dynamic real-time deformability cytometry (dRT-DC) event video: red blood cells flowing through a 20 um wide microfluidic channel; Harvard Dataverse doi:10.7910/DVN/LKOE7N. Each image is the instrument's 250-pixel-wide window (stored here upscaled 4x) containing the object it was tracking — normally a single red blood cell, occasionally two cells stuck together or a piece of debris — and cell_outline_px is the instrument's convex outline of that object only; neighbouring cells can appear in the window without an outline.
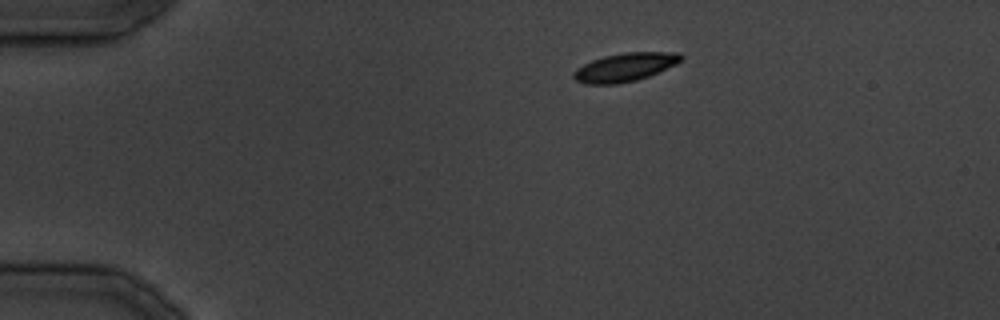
{"species": "common noctule bat (a hibernating species)", "species_latin": "Nyctalus noctula", "temperature_condition": "cold", "stored_images_in_passage": 29, "camera_frame_rate_fps": 3000, "um_per_image_px": 0.085, "animal": {"sex": "male", "body_mass_g": 19.5, "forearm_length_mm": 54.6}, "frame": {"image": 1, "passage_image": 1, "time_ms": 0.0, "image_size_px": [1000, 320], "cell_outline_px": [[684, 56], [676, 64], [648, 76], [636, 80], [616, 84], [584, 84], [576, 80], [572, 76], [572, 72], [576, 68], [592, 60], [604, 56], [624, 52], [680, 52]], "centroid_in_image_um": [53.1, 5.71], "position_along_channel_um": 31.9, "area_um2": 17.8}}
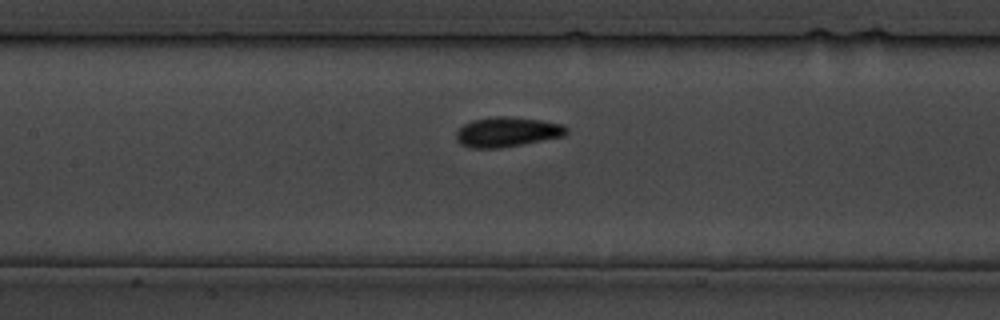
{"frame": {"image": 2, "passage_image": 11, "time_ms": 12.333, "image_size_px": [1000, 320], "cell_outline_px": [[568, 132], [564, 136], [500, 148], [468, 148], [460, 144], [456, 140], [456, 132], [464, 124], [472, 120], [496, 116], [504, 116], [540, 120], [564, 124], [568, 128]], "centroid_in_image_um": [43.1, 11.22], "position_along_channel_um": 164.3, "area_um2": 19.19}}
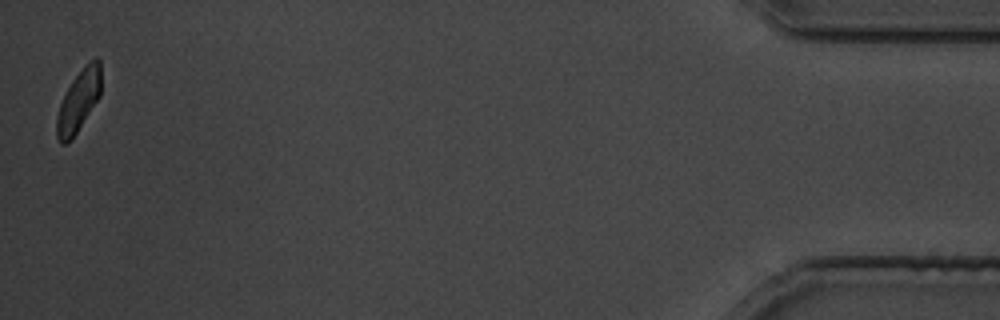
{"frame": {"image": 3, "passage_image": 29, "time_ms": 34.667, "image_size_px": [1000, 320], "cell_outline_px": [[100, 96], [76, 132], [64, 144], [60, 144], [56, 136], [56, 116], [60, 104], [72, 80], [84, 64], [88, 60], [96, 56], [100, 60]], "centroid_in_image_um": [6.68, 8.51], "position_along_channel_um": 428.5, "area_um2": 15.72}}